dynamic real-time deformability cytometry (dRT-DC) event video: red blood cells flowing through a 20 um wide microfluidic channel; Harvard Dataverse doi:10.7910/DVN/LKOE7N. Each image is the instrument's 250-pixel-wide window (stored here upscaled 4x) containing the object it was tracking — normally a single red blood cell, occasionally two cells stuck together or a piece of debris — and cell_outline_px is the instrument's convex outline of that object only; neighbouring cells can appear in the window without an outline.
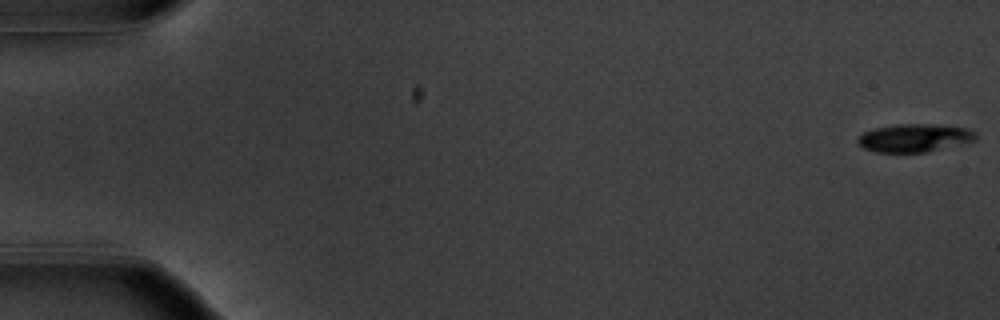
{"species": "common noctule bat (a hibernating species)", "species_latin": "Nyctalus noctula", "temperature_condition": "warm", "stored_images_in_passage": 55, "camera_frame_rate_fps": 3000, "um_per_image_px": 0.085, "animal": {"sex": "male", "body_mass_g": 20.1, "forearm_length_mm": 53.5}, "frame": {"image": 1, "passage_image": 1, "time_ms": 0.0, "image_size_px": [1000, 320], "cell_outline_px": [[976, 140], [928, 152], [876, 152], [864, 148], [856, 140], [864, 132], [872, 128], [896, 124], [928, 124], [968, 128], [976, 132]], "centroid_in_image_um": [77.73, 11.72], "position_along_channel_um": 7.3, "area_um2": 19.25}}
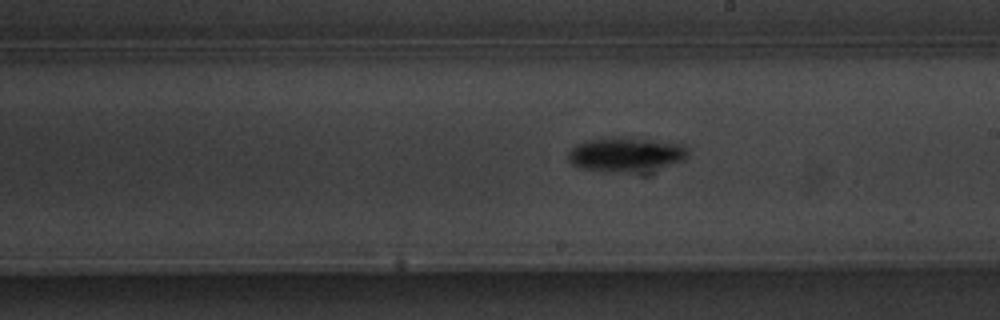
{"frame": {"image": 2, "passage_image": 32, "time_ms": 10.333, "image_size_px": [1000, 320], "cell_outline_px": [[688, 156], [684, 160], [668, 164], [632, 172], [620, 172], [580, 168], [572, 164], [568, 160], [568, 152], [576, 144], [584, 140], [612, 136], [624, 136], [668, 140], [684, 144], [688, 148]], "centroid_in_image_um": [53.2, 13.06], "position_along_channel_um": 235.8, "area_um2": 24.33}}
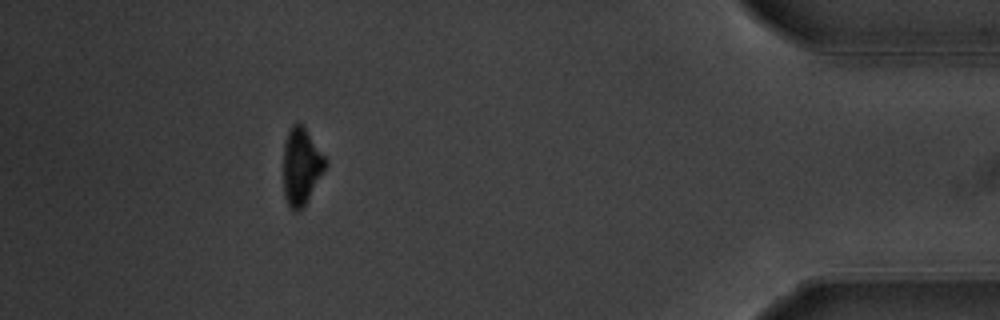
{"frame": {"image": 3, "passage_image": 50, "time_ms": 16.333, "image_size_px": [1000, 320], "cell_outline_px": [[328, 164], [324, 172], [304, 208], [300, 212], [296, 212], [288, 204], [284, 196], [284, 144], [288, 132], [292, 124], [300, 124], [304, 128], [328, 160]], "centroid_in_image_um": [25.63, 14.2], "position_along_channel_um": 409.6, "area_um2": 18.84}, "authors_computed_cell_mechanics": {"area_um2": 20.3456, "velocity_mm_per_s": 3.7386, "shape_relaxation_time_tau1_ms": 2.5712, "shape_relaxation_time_tau2_ms": null, "deformation_change_tau1": 0.1529, "deformation_change_tau2": null}}